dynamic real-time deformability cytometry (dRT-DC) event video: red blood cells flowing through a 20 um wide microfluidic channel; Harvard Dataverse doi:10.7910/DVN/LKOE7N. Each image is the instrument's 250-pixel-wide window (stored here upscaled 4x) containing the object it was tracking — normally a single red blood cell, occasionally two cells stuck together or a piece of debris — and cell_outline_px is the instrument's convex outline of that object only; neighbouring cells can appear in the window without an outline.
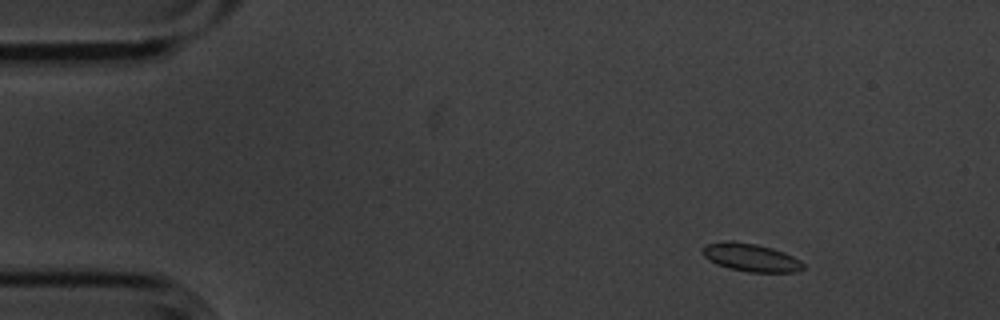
{"species": "common noctule bat (a hibernating species)", "species_latin": "Nyctalus noctula", "temperature_condition": "cold", "stored_images_in_passage": 9, "camera_frame_rate_fps": 3000, "um_per_image_px": 0.085, "animal": {"sex": "male", "body_mass_g": 20.1, "forearm_length_mm": 53.5}, "frame": {"image": 1, "passage_image": 2, "time_ms": 0.333, "image_size_px": [1000, 320], "cell_outline_px": [[804, 268], [796, 272], [748, 272], [728, 268], [716, 264], [708, 260], [704, 256], [700, 248], [704, 244], [728, 240], [736, 240], [756, 244], [772, 248], [784, 252], [800, 260], [804, 264]], "centroid_in_image_um": [63.77, 21.87], "position_along_channel_um": 21.2, "area_um2": 16.7}}
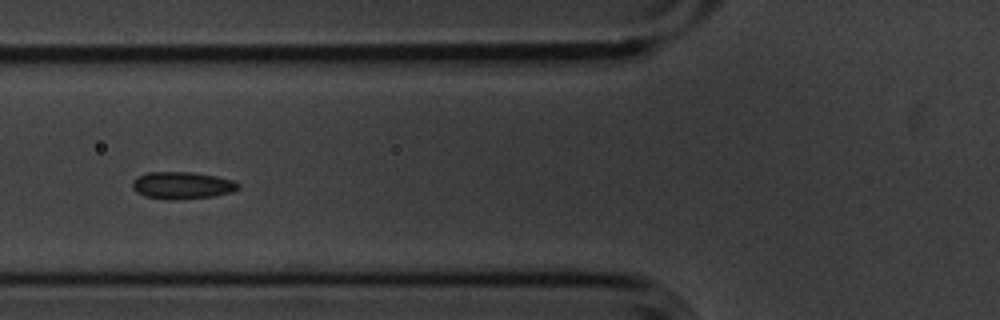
{"frame": {"image": 2, "passage_image": 6, "time_ms": 1.667, "image_size_px": [1000, 320], "cell_outline_px": [[240, 188], [232, 192], [212, 196], [172, 200], [168, 200], [144, 196], [136, 192], [132, 188], [132, 180], [148, 172], [192, 172], [216, 176], [236, 180], [240, 184]], "centroid_in_image_um": [15.5, 15.75], "position_along_channel_um": 110.3, "area_um2": 16.88}}
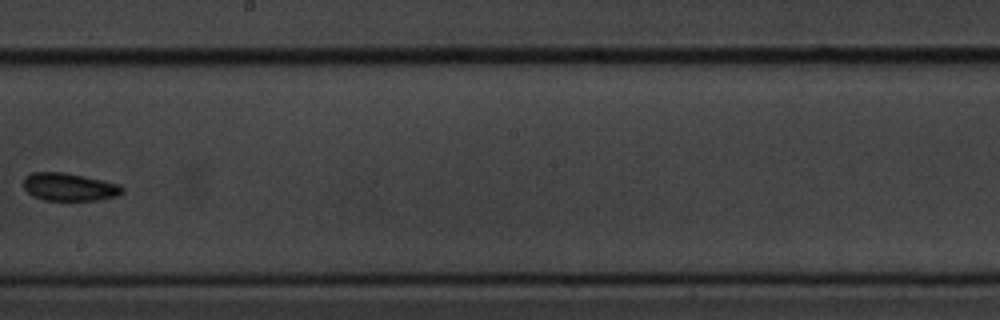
{"frame": {"image": 3, "passage_image": 9, "time_ms": 2.667, "image_size_px": [1000, 320], "cell_outline_px": [[124, 192], [116, 196], [96, 200], [44, 200], [32, 196], [24, 188], [24, 176], [32, 172], [64, 172], [104, 180], [120, 184], [124, 188]], "centroid_in_image_um": [5.89, 15.88], "position_along_channel_um": 242.3, "area_um2": 16.13}}